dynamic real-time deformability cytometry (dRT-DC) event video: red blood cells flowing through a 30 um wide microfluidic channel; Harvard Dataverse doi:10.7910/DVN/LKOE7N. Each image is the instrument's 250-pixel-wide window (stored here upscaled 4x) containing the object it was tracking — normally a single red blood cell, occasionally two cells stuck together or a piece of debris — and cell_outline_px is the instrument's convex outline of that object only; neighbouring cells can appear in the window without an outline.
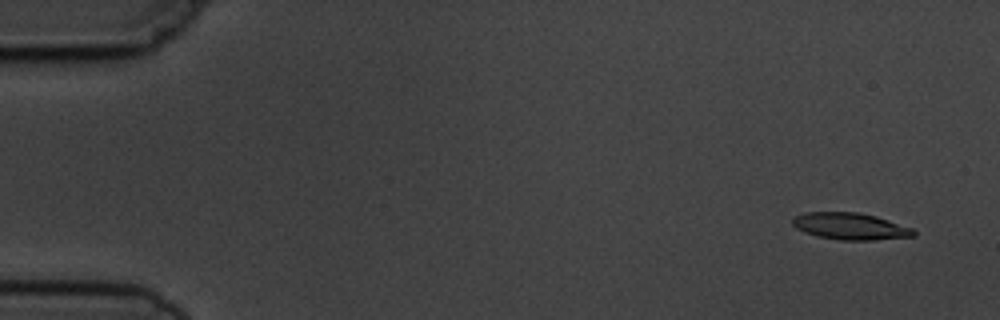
{"species": "common noctule bat (a hibernating species)", "species_latin": "Nyctalus noctula", "temperature_condition": "cold", "stored_images_in_passage": 5, "segment_of_instrument_passage": [1, 2], "camera_frame_rate_fps": 3000, "um_per_image_px": 0.085, "animal": {"sex": "male", "body_mass_g": 19.5, "forearm_length_mm": 54.6}, "frame": {"image": 1, "passage_image": 1, "time_ms": 0.0, "image_size_px": [1000, 320], "cell_outline_px": [[916, 236], [872, 240], [840, 240], [820, 236], [804, 232], [796, 228], [792, 224], [792, 220], [796, 216], [804, 212], [860, 212], [876, 216], [912, 228], [916, 232]], "centroid_in_image_um": [72.28, 19.23], "position_along_channel_um": 12.7, "area_um2": 18.84}}